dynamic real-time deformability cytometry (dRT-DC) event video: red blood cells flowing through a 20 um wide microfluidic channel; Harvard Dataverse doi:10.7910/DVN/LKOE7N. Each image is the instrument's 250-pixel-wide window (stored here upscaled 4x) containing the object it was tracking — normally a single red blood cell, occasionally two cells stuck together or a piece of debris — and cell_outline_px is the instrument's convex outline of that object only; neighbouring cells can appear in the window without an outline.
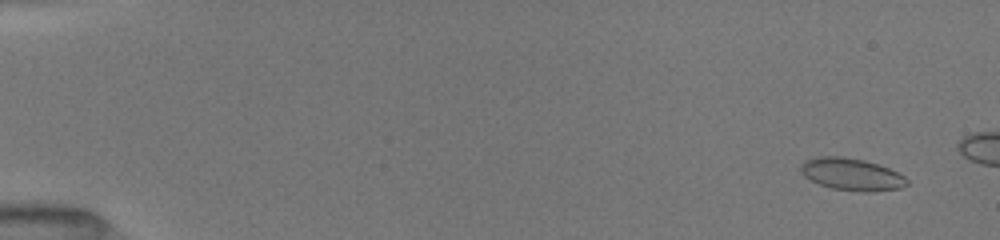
{"species": "common noctule bat (a hibernating species)", "species_latin": "Nyctalus noctula", "temperature_condition": "room temperature", "stored_images_in_passage": 23, "camera_frame_rate_fps": 3000, "um_per_image_px": 0.085, "animal": {"sex": "female", "body_mass_g": 19.5, "forearm_length_mm": 54.1}, "frame": {"image": 1, "passage_image": 3, "time_ms": 1.0, "image_size_px": [1000, 240], "cell_outline_px": [[908, 184], [900, 188], [872, 192], [864, 192], [832, 188], [820, 184], [804, 176], [800, 172], [800, 164], [804, 160], [820, 156], [844, 156], [864, 160], [888, 168], [904, 176], [908, 180]], "centroid_in_image_um": [72.37, 14.81], "position_along_channel_um": 12.6, "area_um2": 19.88}}